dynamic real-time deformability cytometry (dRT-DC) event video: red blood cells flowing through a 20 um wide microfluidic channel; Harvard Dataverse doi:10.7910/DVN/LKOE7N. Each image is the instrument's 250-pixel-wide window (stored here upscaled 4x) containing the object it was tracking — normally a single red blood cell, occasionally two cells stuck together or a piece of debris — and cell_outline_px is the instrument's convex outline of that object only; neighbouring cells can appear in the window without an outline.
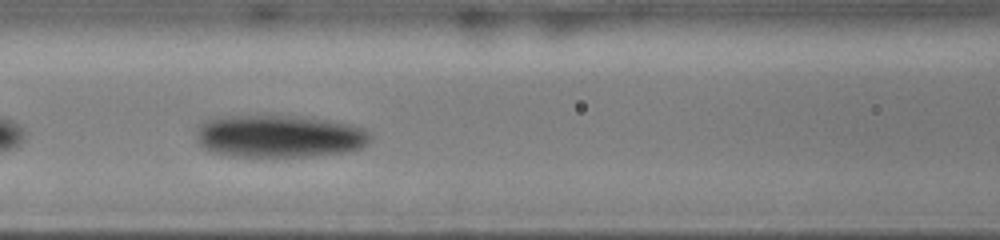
{"species": "human", "species_latin": "Homo sapiens", "temperature_condition": "cold", "stored_images_in_passage": 9, "camera_frame_rate_fps": 3000, "um_per_image_px": 0.085, "donor": {"sex": "male"}, "frame": {"image": 1, "passage_image": 8, "time_ms": 5.0, "image_size_px": [1000, 240], "cell_outline_px": [[372, 136], [368, 144], [360, 148], [344, 152], [312, 156], [228, 156], [212, 152], [204, 148], [196, 140], [196, 124], [204, 120], [224, 116], [308, 116], [352, 124], [364, 128]], "centroid_in_image_um": [23.72, 11.57], "position_along_channel_um": 142.9, "area_um2": 43.7}}
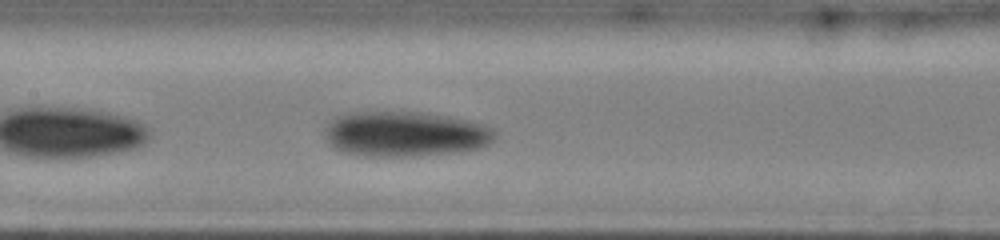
{"frame": {"image": 2, "passage_image": 9, "time_ms": 5.667, "image_size_px": [1000, 240], "cell_outline_px": [[496, 140], [480, 148], [460, 152], [416, 156], [364, 156], [344, 152], [336, 148], [328, 140], [324, 128], [328, 120], [336, 116], [348, 112], [420, 112], [448, 116], [468, 120], [484, 124], [496, 128]], "centroid_in_image_um": [34.48, 11.38], "position_along_channel_um": 172.9, "area_um2": 45.32}}